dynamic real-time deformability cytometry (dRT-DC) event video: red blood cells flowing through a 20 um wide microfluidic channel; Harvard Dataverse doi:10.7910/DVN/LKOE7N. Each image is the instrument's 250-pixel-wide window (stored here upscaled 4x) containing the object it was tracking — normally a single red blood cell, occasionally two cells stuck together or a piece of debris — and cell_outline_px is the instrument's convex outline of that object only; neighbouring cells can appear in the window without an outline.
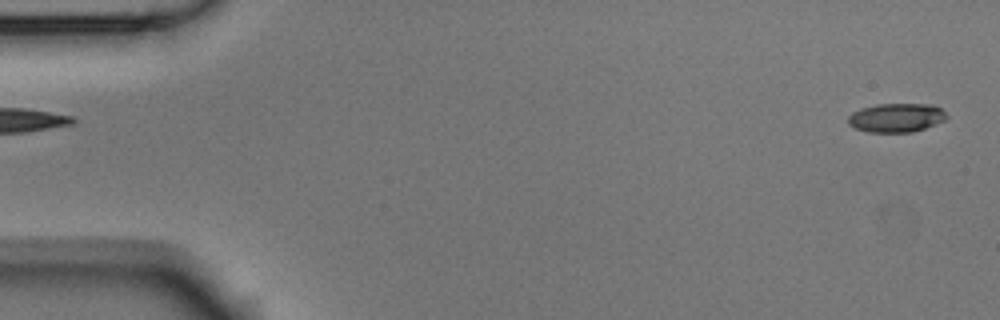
{"species": "Egyptian fruit bat (a non-hibernating species)", "species_latin": "Rousettus aegyptiacus", "temperature_condition": "room temperature", "stored_images_in_passage": 3, "segment_of_instrument_passage": [2, 2], "camera_frame_rate_fps": 3000, "um_per_image_px": 0.085, "animal": {"sex": "male"}, "frame": {"image": 1, "passage_image": 3, "time_ms": 0.667, "image_size_px": [1000, 320], "cell_outline_px": [[948, 116], [944, 120], [936, 124], [912, 132], [868, 132], [856, 128], [848, 124], [848, 116], [852, 112], [860, 108], [876, 104], [936, 104]], "centroid_in_image_um": [76.18, 9.99], "position_along_channel_um": 8.8, "area_um2": 16.65}}